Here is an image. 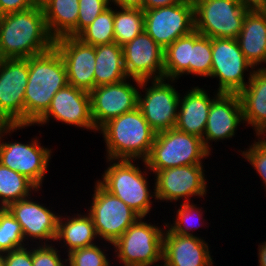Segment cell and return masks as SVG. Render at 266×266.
I'll list each match as a JSON object with an SVG mask.
<instances>
[{"label": "cell", "instance_id": "obj_13", "mask_svg": "<svg viewBox=\"0 0 266 266\" xmlns=\"http://www.w3.org/2000/svg\"><path fill=\"white\" fill-rule=\"evenodd\" d=\"M195 30L194 2L144 10V31L164 50L179 37Z\"/></svg>", "mask_w": 266, "mask_h": 266}, {"label": "cell", "instance_id": "obj_47", "mask_svg": "<svg viewBox=\"0 0 266 266\" xmlns=\"http://www.w3.org/2000/svg\"><path fill=\"white\" fill-rule=\"evenodd\" d=\"M0 266H6L3 253H0Z\"/></svg>", "mask_w": 266, "mask_h": 266}, {"label": "cell", "instance_id": "obj_25", "mask_svg": "<svg viewBox=\"0 0 266 266\" xmlns=\"http://www.w3.org/2000/svg\"><path fill=\"white\" fill-rule=\"evenodd\" d=\"M78 211L80 210H77V213L71 216H68L67 212L64 215L65 217L60 214L58 219L55 242H59L58 247L65 248L64 250L67 249L64 252L65 256L73 250L94 245L97 241L99 242L91 216L87 212L81 214Z\"/></svg>", "mask_w": 266, "mask_h": 266}, {"label": "cell", "instance_id": "obj_4", "mask_svg": "<svg viewBox=\"0 0 266 266\" xmlns=\"http://www.w3.org/2000/svg\"><path fill=\"white\" fill-rule=\"evenodd\" d=\"M106 160L107 169L104 170L101 180L99 178L96 181L109 193L121 199L140 217L146 218L152 211L153 202L156 203L155 188L150 189L148 185L150 183L147 181L148 174L152 172L148 169L146 161L142 160V166L144 165L142 169L140 164H135L138 160Z\"/></svg>", "mask_w": 266, "mask_h": 266}, {"label": "cell", "instance_id": "obj_5", "mask_svg": "<svg viewBox=\"0 0 266 266\" xmlns=\"http://www.w3.org/2000/svg\"><path fill=\"white\" fill-rule=\"evenodd\" d=\"M31 125H1L0 126V163L11 170L26 176L39 189H42L44 179L49 172L48 167L52 159L51 148L44 147L38 139L31 137L26 144L19 141H4L6 135H12L17 130H23ZM6 136V137H5ZM3 141V142H2ZM42 186V187H41Z\"/></svg>", "mask_w": 266, "mask_h": 266}, {"label": "cell", "instance_id": "obj_6", "mask_svg": "<svg viewBox=\"0 0 266 266\" xmlns=\"http://www.w3.org/2000/svg\"><path fill=\"white\" fill-rule=\"evenodd\" d=\"M140 217L114 243L113 256L123 266H156L162 263L164 225ZM118 260V261H117Z\"/></svg>", "mask_w": 266, "mask_h": 266}, {"label": "cell", "instance_id": "obj_7", "mask_svg": "<svg viewBox=\"0 0 266 266\" xmlns=\"http://www.w3.org/2000/svg\"><path fill=\"white\" fill-rule=\"evenodd\" d=\"M211 155L203 139L176 128L156 133L150 154L145 160L148 169L156 171L178 166L203 164Z\"/></svg>", "mask_w": 266, "mask_h": 266}, {"label": "cell", "instance_id": "obj_15", "mask_svg": "<svg viewBox=\"0 0 266 266\" xmlns=\"http://www.w3.org/2000/svg\"><path fill=\"white\" fill-rule=\"evenodd\" d=\"M136 86H140V80L127 78L95 87L90 92L91 115L97 131L108 121L138 107L139 90Z\"/></svg>", "mask_w": 266, "mask_h": 266}, {"label": "cell", "instance_id": "obj_21", "mask_svg": "<svg viewBox=\"0 0 266 266\" xmlns=\"http://www.w3.org/2000/svg\"><path fill=\"white\" fill-rule=\"evenodd\" d=\"M209 245L204 237L176 234L165 225L162 263L166 266H213Z\"/></svg>", "mask_w": 266, "mask_h": 266}, {"label": "cell", "instance_id": "obj_14", "mask_svg": "<svg viewBox=\"0 0 266 266\" xmlns=\"http://www.w3.org/2000/svg\"><path fill=\"white\" fill-rule=\"evenodd\" d=\"M28 58L0 59V123L24 125V94Z\"/></svg>", "mask_w": 266, "mask_h": 266}, {"label": "cell", "instance_id": "obj_17", "mask_svg": "<svg viewBox=\"0 0 266 266\" xmlns=\"http://www.w3.org/2000/svg\"><path fill=\"white\" fill-rule=\"evenodd\" d=\"M32 197L33 195L13 202L6 209L20 224L27 245L55 243L60 215L49 209L50 206L46 207L44 204L34 201Z\"/></svg>", "mask_w": 266, "mask_h": 266}, {"label": "cell", "instance_id": "obj_32", "mask_svg": "<svg viewBox=\"0 0 266 266\" xmlns=\"http://www.w3.org/2000/svg\"><path fill=\"white\" fill-rule=\"evenodd\" d=\"M109 6L78 36L83 43L99 46L115 42L114 9Z\"/></svg>", "mask_w": 266, "mask_h": 266}, {"label": "cell", "instance_id": "obj_2", "mask_svg": "<svg viewBox=\"0 0 266 266\" xmlns=\"http://www.w3.org/2000/svg\"><path fill=\"white\" fill-rule=\"evenodd\" d=\"M28 71L24 125H33L48 110L57 91L68 84V79L63 58L55 47L28 58Z\"/></svg>", "mask_w": 266, "mask_h": 266}, {"label": "cell", "instance_id": "obj_38", "mask_svg": "<svg viewBox=\"0 0 266 266\" xmlns=\"http://www.w3.org/2000/svg\"><path fill=\"white\" fill-rule=\"evenodd\" d=\"M54 244L32 245V266H67V259L61 258V249Z\"/></svg>", "mask_w": 266, "mask_h": 266}, {"label": "cell", "instance_id": "obj_18", "mask_svg": "<svg viewBox=\"0 0 266 266\" xmlns=\"http://www.w3.org/2000/svg\"><path fill=\"white\" fill-rule=\"evenodd\" d=\"M127 76L138 80L164 78V49L145 31L122 46Z\"/></svg>", "mask_w": 266, "mask_h": 266}, {"label": "cell", "instance_id": "obj_43", "mask_svg": "<svg viewBox=\"0 0 266 266\" xmlns=\"http://www.w3.org/2000/svg\"><path fill=\"white\" fill-rule=\"evenodd\" d=\"M258 266H266V241L258 245Z\"/></svg>", "mask_w": 266, "mask_h": 266}, {"label": "cell", "instance_id": "obj_24", "mask_svg": "<svg viewBox=\"0 0 266 266\" xmlns=\"http://www.w3.org/2000/svg\"><path fill=\"white\" fill-rule=\"evenodd\" d=\"M244 126L256 136L266 127V68L255 69L246 87L238 93Z\"/></svg>", "mask_w": 266, "mask_h": 266}, {"label": "cell", "instance_id": "obj_31", "mask_svg": "<svg viewBox=\"0 0 266 266\" xmlns=\"http://www.w3.org/2000/svg\"><path fill=\"white\" fill-rule=\"evenodd\" d=\"M212 67V38L191 32L189 75L208 78Z\"/></svg>", "mask_w": 266, "mask_h": 266}, {"label": "cell", "instance_id": "obj_1", "mask_svg": "<svg viewBox=\"0 0 266 266\" xmlns=\"http://www.w3.org/2000/svg\"><path fill=\"white\" fill-rule=\"evenodd\" d=\"M54 44L42 8L33 6L0 16V59L30 58L47 52Z\"/></svg>", "mask_w": 266, "mask_h": 266}, {"label": "cell", "instance_id": "obj_22", "mask_svg": "<svg viewBox=\"0 0 266 266\" xmlns=\"http://www.w3.org/2000/svg\"><path fill=\"white\" fill-rule=\"evenodd\" d=\"M213 93L214 96L203 87L193 86L184 95L180 94L175 128L202 139L212 101L220 94Z\"/></svg>", "mask_w": 266, "mask_h": 266}, {"label": "cell", "instance_id": "obj_26", "mask_svg": "<svg viewBox=\"0 0 266 266\" xmlns=\"http://www.w3.org/2000/svg\"><path fill=\"white\" fill-rule=\"evenodd\" d=\"M95 87L129 78L125 72L122 46L109 43L95 46Z\"/></svg>", "mask_w": 266, "mask_h": 266}, {"label": "cell", "instance_id": "obj_37", "mask_svg": "<svg viewBox=\"0 0 266 266\" xmlns=\"http://www.w3.org/2000/svg\"><path fill=\"white\" fill-rule=\"evenodd\" d=\"M249 144L245 150H237L241 152L242 158H245L247 162L255 169L257 175L261 178L264 185V191L266 192V142L262 141L258 137Z\"/></svg>", "mask_w": 266, "mask_h": 266}, {"label": "cell", "instance_id": "obj_45", "mask_svg": "<svg viewBox=\"0 0 266 266\" xmlns=\"http://www.w3.org/2000/svg\"><path fill=\"white\" fill-rule=\"evenodd\" d=\"M50 0H31L34 7L43 8Z\"/></svg>", "mask_w": 266, "mask_h": 266}, {"label": "cell", "instance_id": "obj_34", "mask_svg": "<svg viewBox=\"0 0 266 266\" xmlns=\"http://www.w3.org/2000/svg\"><path fill=\"white\" fill-rule=\"evenodd\" d=\"M18 221L6 208H0V253L28 246Z\"/></svg>", "mask_w": 266, "mask_h": 266}, {"label": "cell", "instance_id": "obj_8", "mask_svg": "<svg viewBox=\"0 0 266 266\" xmlns=\"http://www.w3.org/2000/svg\"><path fill=\"white\" fill-rule=\"evenodd\" d=\"M195 30L209 38L237 39L252 8L239 0H193Z\"/></svg>", "mask_w": 266, "mask_h": 266}, {"label": "cell", "instance_id": "obj_42", "mask_svg": "<svg viewBox=\"0 0 266 266\" xmlns=\"http://www.w3.org/2000/svg\"><path fill=\"white\" fill-rule=\"evenodd\" d=\"M110 5H114L115 7L143 10V0H110Z\"/></svg>", "mask_w": 266, "mask_h": 266}, {"label": "cell", "instance_id": "obj_19", "mask_svg": "<svg viewBox=\"0 0 266 266\" xmlns=\"http://www.w3.org/2000/svg\"><path fill=\"white\" fill-rule=\"evenodd\" d=\"M54 47L65 63L68 84L90 93L95 88V46L64 36L55 40Z\"/></svg>", "mask_w": 266, "mask_h": 266}, {"label": "cell", "instance_id": "obj_40", "mask_svg": "<svg viewBox=\"0 0 266 266\" xmlns=\"http://www.w3.org/2000/svg\"><path fill=\"white\" fill-rule=\"evenodd\" d=\"M33 7L31 0H0V16Z\"/></svg>", "mask_w": 266, "mask_h": 266}, {"label": "cell", "instance_id": "obj_28", "mask_svg": "<svg viewBox=\"0 0 266 266\" xmlns=\"http://www.w3.org/2000/svg\"><path fill=\"white\" fill-rule=\"evenodd\" d=\"M39 189L31 180L0 163V208L28 198ZM34 192V193H33Z\"/></svg>", "mask_w": 266, "mask_h": 266}, {"label": "cell", "instance_id": "obj_30", "mask_svg": "<svg viewBox=\"0 0 266 266\" xmlns=\"http://www.w3.org/2000/svg\"><path fill=\"white\" fill-rule=\"evenodd\" d=\"M113 8L115 43L124 46L144 31V10L115 6Z\"/></svg>", "mask_w": 266, "mask_h": 266}, {"label": "cell", "instance_id": "obj_3", "mask_svg": "<svg viewBox=\"0 0 266 266\" xmlns=\"http://www.w3.org/2000/svg\"><path fill=\"white\" fill-rule=\"evenodd\" d=\"M97 133L103 135L106 159L145 161L156 137L138 107L108 121Z\"/></svg>", "mask_w": 266, "mask_h": 266}, {"label": "cell", "instance_id": "obj_9", "mask_svg": "<svg viewBox=\"0 0 266 266\" xmlns=\"http://www.w3.org/2000/svg\"><path fill=\"white\" fill-rule=\"evenodd\" d=\"M175 82L166 78L140 80L138 108L156 133L175 128L180 99Z\"/></svg>", "mask_w": 266, "mask_h": 266}, {"label": "cell", "instance_id": "obj_11", "mask_svg": "<svg viewBox=\"0 0 266 266\" xmlns=\"http://www.w3.org/2000/svg\"><path fill=\"white\" fill-rule=\"evenodd\" d=\"M254 70L236 39L212 38V67L208 78L219 81L217 92L239 93L250 81Z\"/></svg>", "mask_w": 266, "mask_h": 266}, {"label": "cell", "instance_id": "obj_27", "mask_svg": "<svg viewBox=\"0 0 266 266\" xmlns=\"http://www.w3.org/2000/svg\"><path fill=\"white\" fill-rule=\"evenodd\" d=\"M42 9L48 31L55 40L67 36L77 26L79 0H50Z\"/></svg>", "mask_w": 266, "mask_h": 266}, {"label": "cell", "instance_id": "obj_46", "mask_svg": "<svg viewBox=\"0 0 266 266\" xmlns=\"http://www.w3.org/2000/svg\"><path fill=\"white\" fill-rule=\"evenodd\" d=\"M256 137L266 142V127Z\"/></svg>", "mask_w": 266, "mask_h": 266}, {"label": "cell", "instance_id": "obj_29", "mask_svg": "<svg viewBox=\"0 0 266 266\" xmlns=\"http://www.w3.org/2000/svg\"><path fill=\"white\" fill-rule=\"evenodd\" d=\"M191 33L176 39L164 50V78L179 80L189 75Z\"/></svg>", "mask_w": 266, "mask_h": 266}, {"label": "cell", "instance_id": "obj_23", "mask_svg": "<svg viewBox=\"0 0 266 266\" xmlns=\"http://www.w3.org/2000/svg\"><path fill=\"white\" fill-rule=\"evenodd\" d=\"M236 40L255 69L266 68V7H253L246 13Z\"/></svg>", "mask_w": 266, "mask_h": 266}, {"label": "cell", "instance_id": "obj_16", "mask_svg": "<svg viewBox=\"0 0 266 266\" xmlns=\"http://www.w3.org/2000/svg\"><path fill=\"white\" fill-rule=\"evenodd\" d=\"M98 132L91 115L90 93L67 84L58 90L48 110L31 126H44L51 120Z\"/></svg>", "mask_w": 266, "mask_h": 266}, {"label": "cell", "instance_id": "obj_41", "mask_svg": "<svg viewBox=\"0 0 266 266\" xmlns=\"http://www.w3.org/2000/svg\"><path fill=\"white\" fill-rule=\"evenodd\" d=\"M182 1L183 0H143V10L172 6Z\"/></svg>", "mask_w": 266, "mask_h": 266}, {"label": "cell", "instance_id": "obj_20", "mask_svg": "<svg viewBox=\"0 0 266 266\" xmlns=\"http://www.w3.org/2000/svg\"><path fill=\"white\" fill-rule=\"evenodd\" d=\"M243 123L241 101L238 93H220L209 110L207 124L203 135L205 147L213 153L211 142L231 140L238 127Z\"/></svg>", "mask_w": 266, "mask_h": 266}, {"label": "cell", "instance_id": "obj_48", "mask_svg": "<svg viewBox=\"0 0 266 266\" xmlns=\"http://www.w3.org/2000/svg\"><path fill=\"white\" fill-rule=\"evenodd\" d=\"M156 266H166V265H164L163 263H161V264H159V265H156Z\"/></svg>", "mask_w": 266, "mask_h": 266}, {"label": "cell", "instance_id": "obj_12", "mask_svg": "<svg viewBox=\"0 0 266 266\" xmlns=\"http://www.w3.org/2000/svg\"><path fill=\"white\" fill-rule=\"evenodd\" d=\"M204 169L203 164H193L156 171L153 185L156 201L176 203L182 199L186 203L196 196L205 199L209 189Z\"/></svg>", "mask_w": 266, "mask_h": 266}, {"label": "cell", "instance_id": "obj_10", "mask_svg": "<svg viewBox=\"0 0 266 266\" xmlns=\"http://www.w3.org/2000/svg\"><path fill=\"white\" fill-rule=\"evenodd\" d=\"M93 188L91 205L86 212L93 220L99 240L113 245L140 216L121 199L105 190L97 181Z\"/></svg>", "mask_w": 266, "mask_h": 266}, {"label": "cell", "instance_id": "obj_36", "mask_svg": "<svg viewBox=\"0 0 266 266\" xmlns=\"http://www.w3.org/2000/svg\"><path fill=\"white\" fill-rule=\"evenodd\" d=\"M109 6L110 0H79L77 26L67 36L77 37Z\"/></svg>", "mask_w": 266, "mask_h": 266}, {"label": "cell", "instance_id": "obj_39", "mask_svg": "<svg viewBox=\"0 0 266 266\" xmlns=\"http://www.w3.org/2000/svg\"><path fill=\"white\" fill-rule=\"evenodd\" d=\"M6 266H32V246L3 253Z\"/></svg>", "mask_w": 266, "mask_h": 266}, {"label": "cell", "instance_id": "obj_44", "mask_svg": "<svg viewBox=\"0 0 266 266\" xmlns=\"http://www.w3.org/2000/svg\"><path fill=\"white\" fill-rule=\"evenodd\" d=\"M250 7H266V0H239Z\"/></svg>", "mask_w": 266, "mask_h": 266}, {"label": "cell", "instance_id": "obj_33", "mask_svg": "<svg viewBox=\"0 0 266 266\" xmlns=\"http://www.w3.org/2000/svg\"><path fill=\"white\" fill-rule=\"evenodd\" d=\"M179 206L175 211L173 224L166 222V226L176 234L180 235H189V236H196L193 232L197 230L199 227H203L205 224V219L203 213V207H199L197 204L192 202L182 203L179 202ZM203 222V223H202ZM194 230V231H193Z\"/></svg>", "mask_w": 266, "mask_h": 266}, {"label": "cell", "instance_id": "obj_35", "mask_svg": "<svg viewBox=\"0 0 266 266\" xmlns=\"http://www.w3.org/2000/svg\"><path fill=\"white\" fill-rule=\"evenodd\" d=\"M98 244L79 248L68 253L66 256L67 266H112L108 254L105 253L109 250V247L103 246V249Z\"/></svg>", "mask_w": 266, "mask_h": 266}]
</instances>
